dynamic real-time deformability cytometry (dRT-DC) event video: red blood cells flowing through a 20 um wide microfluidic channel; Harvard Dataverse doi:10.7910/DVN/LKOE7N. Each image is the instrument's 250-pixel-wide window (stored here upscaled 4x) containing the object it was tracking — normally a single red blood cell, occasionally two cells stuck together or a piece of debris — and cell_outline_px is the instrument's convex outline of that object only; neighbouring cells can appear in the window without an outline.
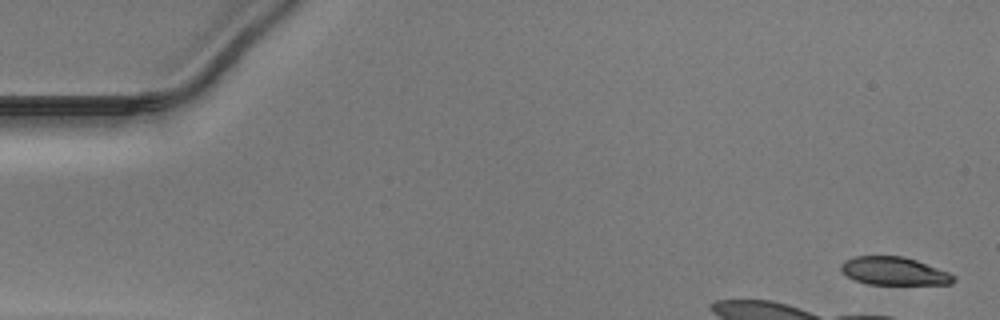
{"species": "Egyptian fruit bat (a non-hibernating species)", "species_latin": "Rousettus aegyptiacus", "temperature_condition": "warm", "stored_images_in_passage": 37, "camera_frame_rate_fps": 3000, "um_per_image_px": 0.085, "animal": {"sex": "male"}, "frame": {"image": 1, "passage_image": 1, "time_ms": 0.0, "image_size_px": [1000, 320], "cell_outline_px": [[956, 280], [952, 284], [868, 284], [856, 280], [848, 276], [840, 268], [840, 264], [844, 260], [856, 256], [904, 256], [916, 260], [948, 272], [956, 276]], "centroid_in_image_um": [76.01, 23.04], "position_along_channel_um": 9.0, "area_um2": 18.32}}
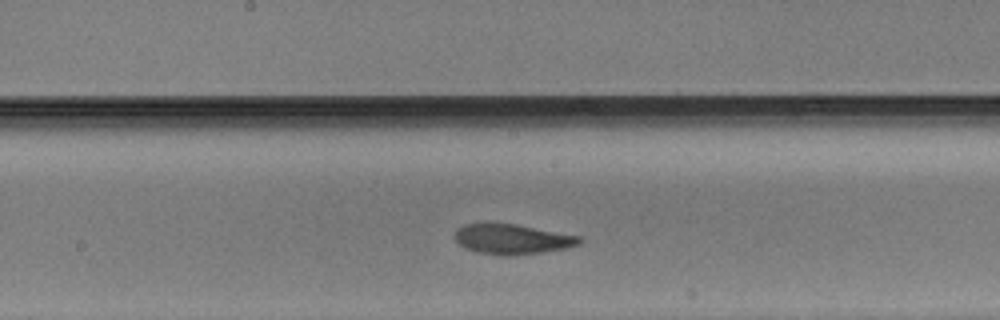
{"frame": {"image": 2, "passage_image": 22, "time_ms": 7.0, "image_size_px": [1000, 320], "cell_outline_px": [[580, 240], [576, 244], [564, 248], [544, 252], [504, 256], [500, 256], [476, 252], [464, 248], [456, 240], [456, 228], [464, 224], [516, 224], [580, 236]], "centroid_in_image_um": [43.49, 20.34], "position_along_channel_um": 204.7, "area_um2": 21.5}}
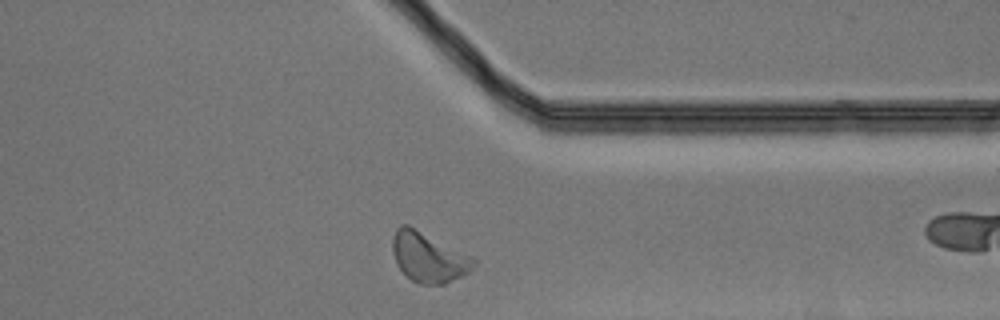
{"frame": {"image": 3, "passage_image": 35, "time_ms": 11.333, "image_size_px": [1000, 320], "cell_outline_px": [[476, 264], [468, 272], [444, 284], [420, 284], [412, 280], [396, 264], [392, 252], [392, 236], [396, 228], [400, 224], [408, 224], [476, 260]], "centroid_in_image_um": [36.35, 21.85], "position_along_channel_um": 375.0, "area_um2": 23.06}}